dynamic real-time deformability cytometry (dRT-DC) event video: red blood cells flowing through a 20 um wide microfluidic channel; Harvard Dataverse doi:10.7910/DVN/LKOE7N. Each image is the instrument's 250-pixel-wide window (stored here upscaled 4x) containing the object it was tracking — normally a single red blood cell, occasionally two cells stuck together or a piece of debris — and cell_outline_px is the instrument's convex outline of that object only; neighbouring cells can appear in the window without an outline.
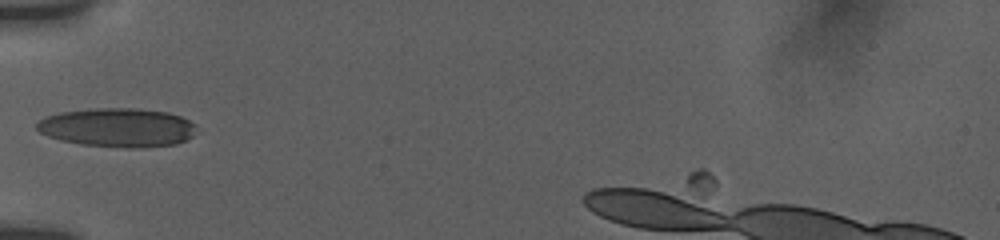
{"species": "human", "species_latin": "Homo sapiens", "temperature_condition": "room temperature", "stored_images_in_passage": 3, "camera_frame_rate_fps": 3000, "um_per_image_px": 0.085, "donor": {"sex": "female"}, "frame": {"image": 1, "passage_image": 1, "time_ms": 0.0, "image_size_px": [1000, 240], "cell_outline_px": [[196, 124], [192, 136], [188, 140], [176, 144], [140, 148], [128, 148], [80, 144], [60, 140], [48, 136], [40, 132], [36, 128], [36, 124], [44, 116], [60, 112], [92, 108], [140, 108], [168, 112], [180, 116]], "centroid_in_image_um": [9.99, 10.83], "position_along_channel_um": 75.0, "area_um2": 36.47}}
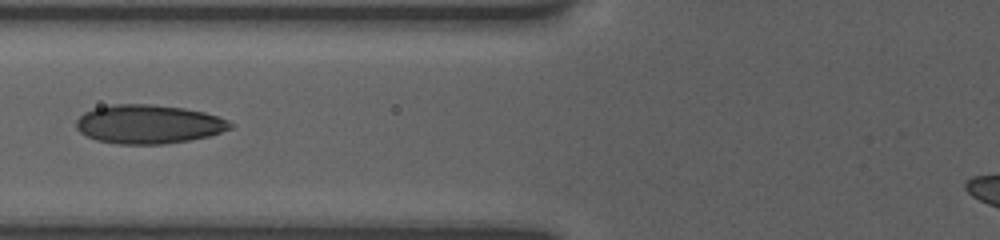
{"frame": {"image": 2, "passage_image": 2, "time_ms": 1.0, "image_size_px": [1000, 240], "cell_outline_px": [[236, 124], [232, 128], [208, 136], [188, 140], [164, 144], [120, 144], [96, 140], [80, 132], [76, 128], [76, 120], [84, 112], [92, 108], [112, 104], [152, 104], [184, 108], [204, 112], [228, 120]], "centroid_in_image_um": [12.62, 10.55], "position_along_channel_um": 113.2, "area_um2": 34.97}}